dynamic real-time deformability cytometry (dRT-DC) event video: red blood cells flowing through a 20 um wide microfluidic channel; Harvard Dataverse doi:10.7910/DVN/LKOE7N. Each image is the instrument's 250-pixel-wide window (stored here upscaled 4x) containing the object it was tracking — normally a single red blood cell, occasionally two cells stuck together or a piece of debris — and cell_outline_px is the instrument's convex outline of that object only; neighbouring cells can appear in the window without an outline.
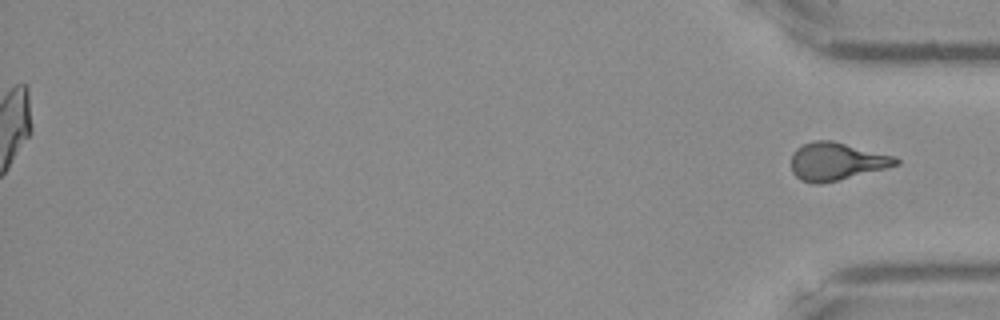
{"species": "Egyptian fruit bat (a non-hibernating species)", "species_latin": "Rousettus aegyptiacus", "temperature_condition": "warm", "stored_images_in_passage": 52, "segment_of_instrument_passage": [2, 2], "camera_frame_rate_fps": 3000, "um_per_image_px": 0.085, "frame": {"image": 1, "passage_image": 52, "time_ms": 17.0, "image_size_px": [1000, 320], "cell_outline_px": [[900, 164], [820, 184], [812, 184], [800, 180], [792, 172], [792, 152], [800, 144], [816, 140], [832, 140], [896, 156], [900, 160]], "centroid_in_image_um": [71.07, 13.7], "position_along_channel_um": 364.1, "area_um2": 23.0}}